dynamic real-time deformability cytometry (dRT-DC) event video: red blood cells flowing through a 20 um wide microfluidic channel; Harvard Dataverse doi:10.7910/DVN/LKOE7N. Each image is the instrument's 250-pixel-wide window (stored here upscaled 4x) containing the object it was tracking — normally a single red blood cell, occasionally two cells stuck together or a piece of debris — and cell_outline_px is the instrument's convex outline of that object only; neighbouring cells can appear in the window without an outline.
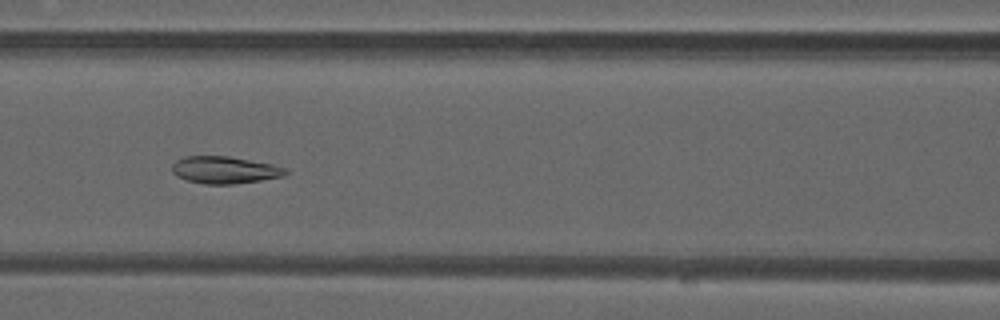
{"species": "common noctule bat (a hibernating species)", "species_latin": "Nyctalus noctula", "temperature_condition": "warm", "stored_images_in_passage": 49, "camera_frame_rate_fps": 3000, "um_per_image_px": 0.085, "animal": {"sex": "male", "forearm_length_mm": 52.5}, "frame": {"image": 1, "passage_image": 21, "time_ms": 6.667, "image_size_px": [1000, 320], "cell_outline_px": [[288, 172], [284, 176], [260, 180], [232, 184], [204, 184], [188, 180], [176, 176], [172, 172], [172, 164], [176, 160], [184, 156], [228, 156], [272, 164], [288, 168]], "centroid_in_image_um": [19.09, 14.44], "position_along_channel_um": 147.5, "area_um2": 17.98}}
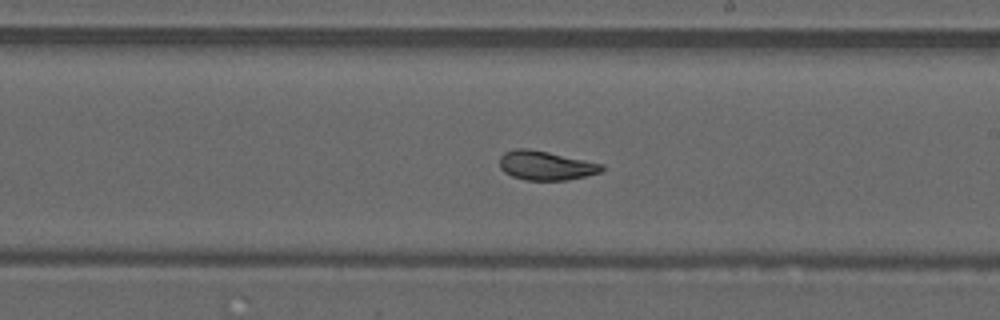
{"frame": {"image": 2, "passage_image": 28, "time_ms": 9.0, "image_size_px": [1000, 320], "cell_outline_px": [[604, 168], [600, 172], [568, 180], [524, 180], [512, 176], [504, 172], [500, 168], [500, 156], [504, 152], [516, 148], [528, 148], [548, 152], [604, 164]], "centroid_in_image_um": [46.37, 14.06], "position_along_channel_um": 242.6, "area_um2": 17.34}}
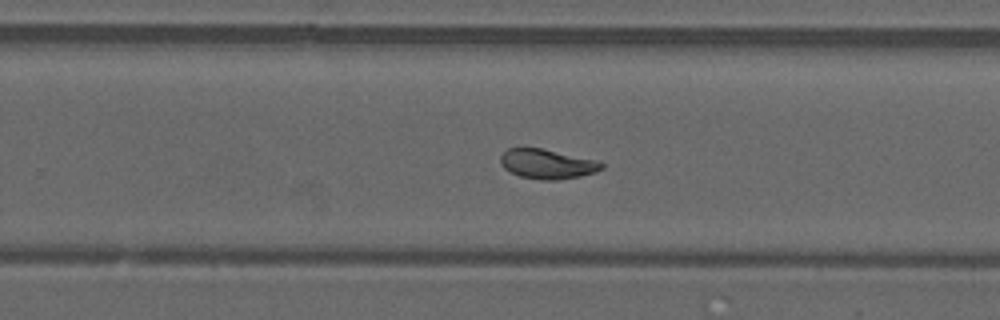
{"frame": {"image": 3, "passage_image": 31, "time_ms": 10.0, "image_size_px": [1000, 320], "cell_outline_px": [[604, 168], [596, 172], [580, 176], [556, 180], [540, 180], [520, 176], [504, 168], [500, 164], [500, 156], [508, 148], [540, 148], [592, 160], [604, 164]], "centroid_in_image_um": [46.47, 13.95], "position_along_channel_um": 283.3, "area_um2": 17.11}, "authors_computed_cell_mechanics": {"area_um2": 18.4382, "velocity_mm_per_s": 4.0987, "shape_relaxation_time_tau1_ms": null, "shape_relaxation_time_tau2_ms": 1.0452, "deformation_change_tau1": null, "deformation_change_tau2": 0.0449}}